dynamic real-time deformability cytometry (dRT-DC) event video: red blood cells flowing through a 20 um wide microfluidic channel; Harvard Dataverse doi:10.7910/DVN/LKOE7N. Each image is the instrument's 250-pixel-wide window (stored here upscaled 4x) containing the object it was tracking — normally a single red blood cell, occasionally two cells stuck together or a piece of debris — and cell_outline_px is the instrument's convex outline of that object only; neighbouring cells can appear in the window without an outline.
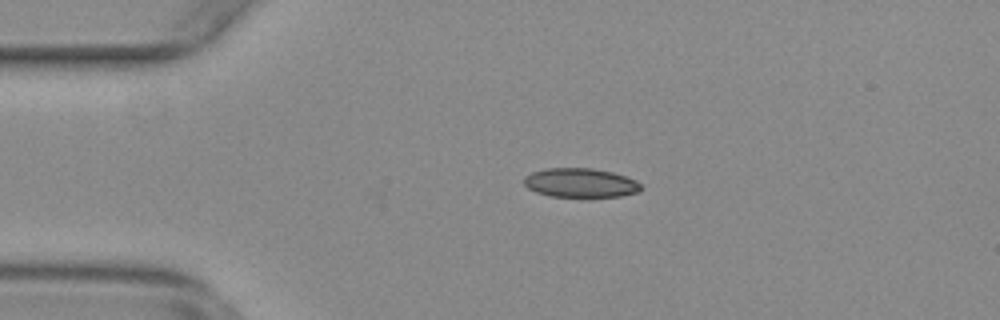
{"species": "common noctule bat (a hibernating species)", "species_latin": "Nyctalus noctula", "temperature_condition": "warm", "stored_images_in_passage": 51, "camera_frame_rate_fps": 3000, "um_per_image_px": 0.085, "animal": {"sex": "female", "body_mass_g": 29.2, "forearm_length_mm": 56.3}, "frame": {"image": 1, "passage_image": 8, "time_ms": 2.333, "image_size_px": [1000, 320], "cell_outline_px": [[644, 188], [640, 192], [620, 196], [548, 196], [536, 192], [528, 188], [524, 184], [524, 176], [532, 172], [544, 168], [592, 168], [612, 172], [636, 180]], "centroid_in_image_um": [49.34, 15.53], "position_along_channel_um": 35.7, "area_um2": 19.88}}
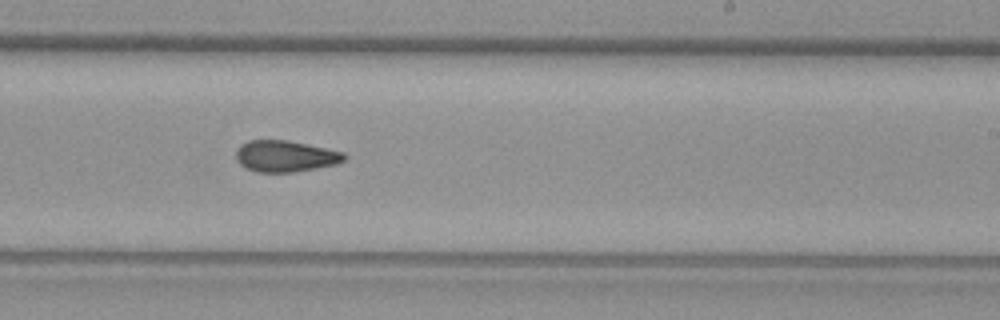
{"frame": {"image": 2, "passage_image": 29, "time_ms": 9.333, "image_size_px": [1000, 320], "cell_outline_px": [[348, 156], [344, 160], [336, 164], [316, 168], [292, 172], [256, 172], [244, 168], [236, 160], [236, 148], [240, 144], [248, 140], [288, 140], [344, 152]], "centroid_in_image_um": [24.22, 13.27], "position_along_channel_um": 264.8, "area_um2": 19.94}}
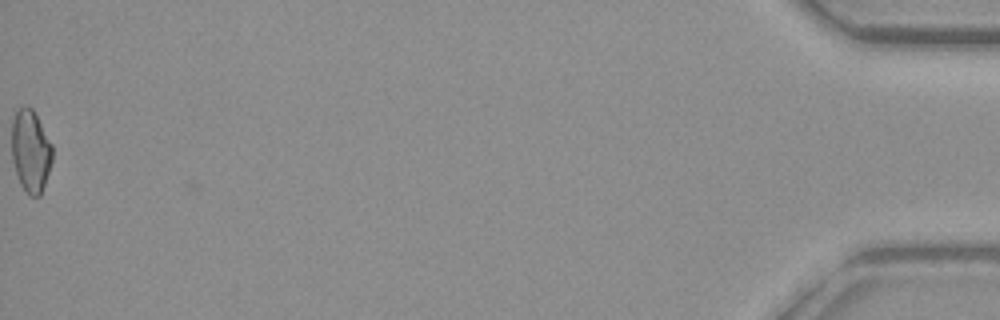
{"frame": {"image": 3, "passage_image": 51, "time_ms": 16.667, "image_size_px": [1000, 320], "cell_outline_px": [[52, 160], [40, 196], [28, 196], [20, 184], [12, 160], [12, 120], [16, 112], [24, 104], [32, 108], [52, 144]], "centroid_in_image_um": [2.59, 12.83], "position_along_channel_um": 432.6, "area_um2": 19.42}, "authors_computed_cell_mechanics": {"area_um2": 19.8832, "velocity_mm_per_s": 3.7866, "shape_relaxation_time_tau1_ms": null, "shape_relaxation_time_tau2_ms": 2.656, "deformation_change_tau1": null, "deformation_change_tau2": 0.081}}